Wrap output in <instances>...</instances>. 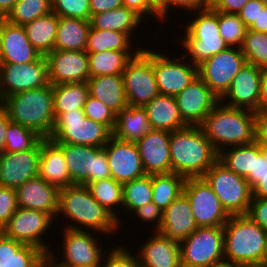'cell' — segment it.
Wrapping results in <instances>:
<instances>
[{
	"instance_id": "09005b40",
	"label": "cell",
	"mask_w": 267,
	"mask_h": 267,
	"mask_svg": "<svg viewBox=\"0 0 267 267\" xmlns=\"http://www.w3.org/2000/svg\"><path fill=\"white\" fill-rule=\"evenodd\" d=\"M249 267H267V264L255 265V266H249Z\"/></svg>"
},
{
	"instance_id": "34e18365",
	"label": "cell",
	"mask_w": 267,
	"mask_h": 267,
	"mask_svg": "<svg viewBox=\"0 0 267 267\" xmlns=\"http://www.w3.org/2000/svg\"><path fill=\"white\" fill-rule=\"evenodd\" d=\"M5 21H6V20H5V17L2 16V15L0 14V32H1V29H2V26H3V23H4Z\"/></svg>"
},
{
	"instance_id": "52a82bcc",
	"label": "cell",
	"mask_w": 267,
	"mask_h": 267,
	"mask_svg": "<svg viewBox=\"0 0 267 267\" xmlns=\"http://www.w3.org/2000/svg\"><path fill=\"white\" fill-rule=\"evenodd\" d=\"M112 132L102 123L87 118L83 108L61 113L54 123L50 139L56 143L104 147Z\"/></svg>"
},
{
	"instance_id": "8992f818",
	"label": "cell",
	"mask_w": 267,
	"mask_h": 267,
	"mask_svg": "<svg viewBox=\"0 0 267 267\" xmlns=\"http://www.w3.org/2000/svg\"><path fill=\"white\" fill-rule=\"evenodd\" d=\"M192 21L185 25L183 35L178 38L184 56L194 65L198 66L212 55L229 48L222 39L218 23V11L210 6L194 11ZM181 39V40H180Z\"/></svg>"
},
{
	"instance_id": "603a6c76",
	"label": "cell",
	"mask_w": 267,
	"mask_h": 267,
	"mask_svg": "<svg viewBox=\"0 0 267 267\" xmlns=\"http://www.w3.org/2000/svg\"><path fill=\"white\" fill-rule=\"evenodd\" d=\"M136 145L146 174H168L172 172L170 132L151 129Z\"/></svg>"
},
{
	"instance_id": "11a10c76",
	"label": "cell",
	"mask_w": 267,
	"mask_h": 267,
	"mask_svg": "<svg viewBox=\"0 0 267 267\" xmlns=\"http://www.w3.org/2000/svg\"><path fill=\"white\" fill-rule=\"evenodd\" d=\"M267 173V160L263 157L259 149V143L254 141V164L253 172H250L245 178L252 188L257 181Z\"/></svg>"
},
{
	"instance_id": "2a66077c",
	"label": "cell",
	"mask_w": 267,
	"mask_h": 267,
	"mask_svg": "<svg viewBox=\"0 0 267 267\" xmlns=\"http://www.w3.org/2000/svg\"><path fill=\"white\" fill-rule=\"evenodd\" d=\"M265 264H267V237H266V248H265Z\"/></svg>"
},
{
	"instance_id": "8d00e7d4",
	"label": "cell",
	"mask_w": 267,
	"mask_h": 267,
	"mask_svg": "<svg viewBox=\"0 0 267 267\" xmlns=\"http://www.w3.org/2000/svg\"><path fill=\"white\" fill-rule=\"evenodd\" d=\"M89 86L87 82L64 83L53 85V105L55 119L67 111H75L83 108L89 96Z\"/></svg>"
},
{
	"instance_id": "3957f363",
	"label": "cell",
	"mask_w": 267,
	"mask_h": 267,
	"mask_svg": "<svg viewBox=\"0 0 267 267\" xmlns=\"http://www.w3.org/2000/svg\"><path fill=\"white\" fill-rule=\"evenodd\" d=\"M217 153L256 140V112L219 101L200 125Z\"/></svg>"
},
{
	"instance_id": "d6986e66",
	"label": "cell",
	"mask_w": 267,
	"mask_h": 267,
	"mask_svg": "<svg viewBox=\"0 0 267 267\" xmlns=\"http://www.w3.org/2000/svg\"><path fill=\"white\" fill-rule=\"evenodd\" d=\"M103 148L111 176L117 182L123 184L146 175L136 143L112 135Z\"/></svg>"
},
{
	"instance_id": "680465c9",
	"label": "cell",
	"mask_w": 267,
	"mask_h": 267,
	"mask_svg": "<svg viewBox=\"0 0 267 267\" xmlns=\"http://www.w3.org/2000/svg\"><path fill=\"white\" fill-rule=\"evenodd\" d=\"M24 244L5 235L0 239V267H7L9 258L14 255Z\"/></svg>"
},
{
	"instance_id": "9a60e30c",
	"label": "cell",
	"mask_w": 267,
	"mask_h": 267,
	"mask_svg": "<svg viewBox=\"0 0 267 267\" xmlns=\"http://www.w3.org/2000/svg\"><path fill=\"white\" fill-rule=\"evenodd\" d=\"M245 64L246 59L241 47H229L199 64L198 76L220 99Z\"/></svg>"
},
{
	"instance_id": "a7ac6f4b",
	"label": "cell",
	"mask_w": 267,
	"mask_h": 267,
	"mask_svg": "<svg viewBox=\"0 0 267 267\" xmlns=\"http://www.w3.org/2000/svg\"><path fill=\"white\" fill-rule=\"evenodd\" d=\"M16 2L17 0H0V14L6 17Z\"/></svg>"
},
{
	"instance_id": "b9f144b4",
	"label": "cell",
	"mask_w": 267,
	"mask_h": 267,
	"mask_svg": "<svg viewBox=\"0 0 267 267\" xmlns=\"http://www.w3.org/2000/svg\"><path fill=\"white\" fill-rule=\"evenodd\" d=\"M51 12V0H17L5 20L13 25L24 26Z\"/></svg>"
},
{
	"instance_id": "6125c7cd",
	"label": "cell",
	"mask_w": 267,
	"mask_h": 267,
	"mask_svg": "<svg viewBox=\"0 0 267 267\" xmlns=\"http://www.w3.org/2000/svg\"><path fill=\"white\" fill-rule=\"evenodd\" d=\"M256 141L267 144V111L256 112Z\"/></svg>"
},
{
	"instance_id": "83f0119b",
	"label": "cell",
	"mask_w": 267,
	"mask_h": 267,
	"mask_svg": "<svg viewBox=\"0 0 267 267\" xmlns=\"http://www.w3.org/2000/svg\"><path fill=\"white\" fill-rule=\"evenodd\" d=\"M197 228L190 201L182 193L163 211V222L159 232L180 243Z\"/></svg>"
},
{
	"instance_id": "be15d7a7",
	"label": "cell",
	"mask_w": 267,
	"mask_h": 267,
	"mask_svg": "<svg viewBox=\"0 0 267 267\" xmlns=\"http://www.w3.org/2000/svg\"><path fill=\"white\" fill-rule=\"evenodd\" d=\"M267 111V67L262 69L259 112Z\"/></svg>"
},
{
	"instance_id": "ac0fdd59",
	"label": "cell",
	"mask_w": 267,
	"mask_h": 267,
	"mask_svg": "<svg viewBox=\"0 0 267 267\" xmlns=\"http://www.w3.org/2000/svg\"><path fill=\"white\" fill-rule=\"evenodd\" d=\"M262 69L246 63L219 99L224 105L259 112Z\"/></svg>"
},
{
	"instance_id": "bcb514c9",
	"label": "cell",
	"mask_w": 267,
	"mask_h": 267,
	"mask_svg": "<svg viewBox=\"0 0 267 267\" xmlns=\"http://www.w3.org/2000/svg\"><path fill=\"white\" fill-rule=\"evenodd\" d=\"M52 12L58 17L79 18L90 21L89 0H51Z\"/></svg>"
},
{
	"instance_id": "681fc988",
	"label": "cell",
	"mask_w": 267,
	"mask_h": 267,
	"mask_svg": "<svg viewBox=\"0 0 267 267\" xmlns=\"http://www.w3.org/2000/svg\"><path fill=\"white\" fill-rule=\"evenodd\" d=\"M47 255L37 247L23 245L9 258L7 267H38Z\"/></svg>"
},
{
	"instance_id": "f6af8a7d",
	"label": "cell",
	"mask_w": 267,
	"mask_h": 267,
	"mask_svg": "<svg viewBox=\"0 0 267 267\" xmlns=\"http://www.w3.org/2000/svg\"><path fill=\"white\" fill-rule=\"evenodd\" d=\"M219 30L222 39L229 47H241L248 28L238 14L218 12Z\"/></svg>"
},
{
	"instance_id": "c3c4849f",
	"label": "cell",
	"mask_w": 267,
	"mask_h": 267,
	"mask_svg": "<svg viewBox=\"0 0 267 267\" xmlns=\"http://www.w3.org/2000/svg\"><path fill=\"white\" fill-rule=\"evenodd\" d=\"M130 249L132 251L129 250V248H127L126 246H118L117 244V246L112 247L110 250H104L105 256H103L100 267H140L138 255L136 254V252L132 253L135 249ZM107 251L108 254H106Z\"/></svg>"
},
{
	"instance_id": "277c9868",
	"label": "cell",
	"mask_w": 267,
	"mask_h": 267,
	"mask_svg": "<svg viewBox=\"0 0 267 267\" xmlns=\"http://www.w3.org/2000/svg\"><path fill=\"white\" fill-rule=\"evenodd\" d=\"M0 105L11 122L34 130L42 138L50 137L55 123L52 84L9 95Z\"/></svg>"
},
{
	"instance_id": "2644e50d",
	"label": "cell",
	"mask_w": 267,
	"mask_h": 267,
	"mask_svg": "<svg viewBox=\"0 0 267 267\" xmlns=\"http://www.w3.org/2000/svg\"><path fill=\"white\" fill-rule=\"evenodd\" d=\"M150 3L159 11L167 3V0H150Z\"/></svg>"
},
{
	"instance_id": "ffe728a7",
	"label": "cell",
	"mask_w": 267,
	"mask_h": 267,
	"mask_svg": "<svg viewBox=\"0 0 267 267\" xmlns=\"http://www.w3.org/2000/svg\"><path fill=\"white\" fill-rule=\"evenodd\" d=\"M40 141L30 150L0 152V185L17 189L38 177Z\"/></svg>"
},
{
	"instance_id": "5bb4252c",
	"label": "cell",
	"mask_w": 267,
	"mask_h": 267,
	"mask_svg": "<svg viewBox=\"0 0 267 267\" xmlns=\"http://www.w3.org/2000/svg\"><path fill=\"white\" fill-rule=\"evenodd\" d=\"M157 50L153 51V66L159 94L176 96L198 77V66L184 55L174 58Z\"/></svg>"
},
{
	"instance_id": "1f68e13d",
	"label": "cell",
	"mask_w": 267,
	"mask_h": 267,
	"mask_svg": "<svg viewBox=\"0 0 267 267\" xmlns=\"http://www.w3.org/2000/svg\"><path fill=\"white\" fill-rule=\"evenodd\" d=\"M144 20V21H143ZM146 23L139 14L134 10L121 6L111 11H106L91 16V28L101 29L105 31H118L128 34L132 39L133 33L137 32L138 27L142 28L140 23ZM136 31V32H135Z\"/></svg>"
},
{
	"instance_id": "4316f807",
	"label": "cell",
	"mask_w": 267,
	"mask_h": 267,
	"mask_svg": "<svg viewBox=\"0 0 267 267\" xmlns=\"http://www.w3.org/2000/svg\"><path fill=\"white\" fill-rule=\"evenodd\" d=\"M38 177L59 189L75 185L71 181L62 148L50 138L40 140Z\"/></svg>"
},
{
	"instance_id": "f907efd6",
	"label": "cell",
	"mask_w": 267,
	"mask_h": 267,
	"mask_svg": "<svg viewBox=\"0 0 267 267\" xmlns=\"http://www.w3.org/2000/svg\"><path fill=\"white\" fill-rule=\"evenodd\" d=\"M17 193L16 189L0 185V226L4 227L16 212Z\"/></svg>"
},
{
	"instance_id": "d4e9b609",
	"label": "cell",
	"mask_w": 267,
	"mask_h": 267,
	"mask_svg": "<svg viewBox=\"0 0 267 267\" xmlns=\"http://www.w3.org/2000/svg\"><path fill=\"white\" fill-rule=\"evenodd\" d=\"M41 56L28 40L23 26L7 21L3 23L0 32V64H24Z\"/></svg>"
},
{
	"instance_id": "e0dca14e",
	"label": "cell",
	"mask_w": 267,
	"mask_h": 267,
	"mask_svg": "<svg viewBox=\"0 0 267 267\" xmlns=\"http://www.w3.org/2000/svg\"><path fill=\"white\" fill-rule=\"evenodd\" d=\"M48 84V62L44 55L24 64H0V102L9 95Z\"/></svg>"
},
{
	"instance_id": "60d3db41",
	"label": "cell",
	"mask_w": 267,
	"mask_h": 267,
	"mask_svg": "<svg viewBox=\"0 0 267 267\" xmlns=\"http://www.w3.org/2000/svg\"><path fill=\"white\" fill-rule=\"evenodd\" d=\"M218 161L227 169L245 178L253 172L254 142L224 149L218 153Z\"/></svg>"
},
{
	"instance_id": "44dd1931",
	"label": "cell",
	"mask_w": 267,
	"mask_h": 267,
	"mask_svg": "<svg viewBox=\"0 0 267 267\" xmlns=\"http://www.w3.org/2000/svg\"><path fill=\"white\" fill-rule=\"evenodd\" d=\"M182 120L188 126H200L219 102L217 96L198 76L175 96Z\"/></svg>"
},
{
	"instance_id": "e7e4bbea",
	"label": "cell",
	"mask_w": 267,
	"mask_h": 267,
	"mask_svg": "<svg viewBox=\"0 0 267 267\" xmlns=\"http://www.w3.org/2000/svg\"><path fill=\"white\" fill-rule=\"evenodd\" d=\"M10 122L7 112L0 105V152L4 151L7 126Z\"/></svg>"
},
{
	"instance_id": "ab89813d",
	"label": "cell",
	"mask_w": 267,
	"mask_h": 267,
	"mask_svg": "<svg viewBox=\"0 0 267 267\" xmlns=\"http://www.w3.org/2000/svg\"><path fill=\"white\" fill-rule=\"evenodd\" d=\"M152 202V175L123 183V213L131 215L136 209ZM126 210V212H124Z\"/></svg>"
},
{
	"instance_id": "b9fcfbb0",
	"label": "cell",
	"mask_w": 267,
	"mask_h": 267,
	"mask_svg": "<svg viewBox=\"0 0 267 267\" xmlns=\"http://www.w3.org/2000/svg\"><path fill=\"white\" fill-rule=\"evenodd\" d=\"M4 236V228L0 226V239Z\"/></svg>"
},
{
	"instance_id": "9f6ffc18",
	"label": "cell",
	"mask_w": 267,
	"mask_h": 267,
	"mask_svg": "<svg viewBox=\"0 0 267 267\" xmlns=\"http://www.w3.org/2000/svg\"><path fill=\"white\" fill-rule=\"evenodd\" d=\"M247 215L267 233V199L252 198Z\"/></svg>"
},
{
	"instance_id": "484cf974",
	"label": "cell",
	"mask_w": 267,
	"mask_h": 267,
	"mask_svg": "<svg viewBox=\"0 0 267 267\" xmlns=\"http://www.w3.org/2000/svg\"><path fill=\"white\" fill-rule=\"evenodd\" d=\"M60 189L43 178L26 181L16 189L17 205L20 208L39 210L52 215L56 220Z\"/></svg>"
},
{
	"instance_id": "4dcf8cb0",
	"label": "cell",
	"mask_w": 267,
	"mask_h": 267,
	"mask_svg": "<svg viewBox=\"0 0 267 267\" xmlns=\"http://www.w3.org/2000/svg\"><path fill=\"white\" fill-rule=\"evenodd\" d=\"M150 130L145 108L128 105L116 115L112 135L122 141L137 143Z\"/></svg>"
},
{
	"instance_id": "7c38bea8",
	"label": "cell",
	"mask_w": 267,
	"mask_h": 267,
	"mask_svg": "<svg viewBox=\"0 0 267 267\" xmlns=\"http://www.w3.org/2000/svg\"><path fill=\"white\" fill-rule=\"evenodd\" d=\"M55 221L52 215L45 212L18 207L3 227L4 235L24 245L37 247L48 256L53 247L49 246L50 242H46L44 236L49 235L47 232L51 231V227L57 228L53 227Z\"/></svg>"
},
{
	"instance_id": "6da1fadb",
	"label": "cell",
	"mask_w": 267,
	"mask_h": 267,
	"mask_svg": "<svg viewBox=\"0 0 267 267\" xmlns=\"http://www.w3.org/2000/svg\"><path fill=\"white\" fill-rule=\"evenodd\" d=\"M61 215L67 218L63 228L97 231L105 236L122 230L117 219L93 198L87 186L81 184L60 189L56 220Z\"/></svg>"
},
{
	"instance_id": "91938a15",
	"label": "cell",
	"mask_w": 267,
	"mask_h": 267,
	"mask_svg": "<svg viewBox=\"0 0 267 267\" xmlns=\"http://www.w3.org/2000/svg\"><path fill=\"white\" fill-rule=\"evenodd\" d=\"M249 0H216L210 7L218 12L238 14Z\"/></svg>"
},
{
	"instance_id": "d590c367",
	"label": "cell",
	"mask_w": 267,
	"mask_h": 267,
	"mask_svg": "<svg viewBox=\"0 0 267 267\" xmlns=\"http://www.w3.org/2000/svg\"><path fill=\"white\" fill-rule=\"evenodd\" d=\"M132 41L133 39L125 33L90 28L85 51L87 53H99L106 50L141 51L144 48L139 47L137 42L135 44L137 48H134Z\"/></svg>"
},
{
	"instance_id": "979ff035",
	"label": "cell",
	"mask_w": 267,
	"mask_h": 267,
	"mask_svg": "<svg viewBox=\"0 0 267 267\" xmlns=\"http://www.w3.org/2000/svg\"><path fill=\"white\" fill-rule=\"evenodd\" d=\"M59 267H89V266H59Z\"/></svg>"
},
{
	"instance_id": "836d02e7",
	"label": "cell",
	"mask_w": 267,
	"mask_h": 267,
	"mask_svg": "<svg viewBox=\"0 0 267 267\" xmlns=\"http://www.w3.org/2000/svg\"><path fill=\"white\" fill-rule=\"evenodd\" d=\"M58 22L59 17L51 12L23 26L28 40L41 55L55 50Z\"/></svg>"
},
{
	"instance_id": "03108f58",
	"label": "cell",
	"mask_w": 267,
	"mask_h": 267,
	"mask_svg": "<svg viewBox=\"0 0 267 267\" xmlns=\"http://www.w3.org/2000/svg\"><path fill=\"white\" fill-rule=\"evenodd\" d=\"M249 30L267 33V6L260 9L257 20H255L249 27Z\"/></svg>"
},
{
	"instance_id": "003e7915",
	"label": "cell",
	"mask_w": 267,
	"mask_h": 267,
	"mask_svg": "<svg viewBox=\"0 0 267 267\" xmlns=\"http://www.w3.org/2000/svg\"><path fill=\"white\" fill-rule=\"evenodd\" d=\"M253 198L267 199V173L251 188Z\"/></svg>"
},
{
	"instance_id": "4fadbf2b",
	"label": "cell",
	"mask_w": 267,
	"mask_h": 267,
	"mask_svg": "<svg viewBox=\"0 0 267 267\" xmlns=\"http://www.w3.org/2000/svg\"><path fill=\"white\" fill-rule=\"evenodd\" d=\"M62 230L63 259L54 250H51L48 255L57 266H101L105 252L103 251L104 248L100 246L101 242H98L99 239L96 238L98 237L97 232L68 228Z\"/></svg>"
},
{
	"instance_id": "cb8c5ba5",
	"label": "cell",
	"mask_w": 267,
	"mask_h": 267,
	"mask_svg": "<svg viewBox=\"0 0 267 267\" xmlns=\"http://www.w3.org/2000/svg\"><path fill=\"white\" fill-rule=\"evenodd\" d=\"M153 232L135 250L140 267H182L179 243L164 234Z\"/></svg>"
},
{
	"instance_id": "e575fe53",
	"label": "cell",
	"mask_w": 267,
	"mask_h": 267,
	"mask_svg": "<svg viewBox=\"0 0 267 267\" xmlns=\"http://www.w3.org/2000/svg\"><path fill=\"white\" fill-rule=\"evenodd\" d=\"M139 52L106 50L99 53H87L89 58V78L122 75L127 63Z\"/></svg>"
},
{
	"instance_id": "db71d44e",
	"label": "cell",
	"mask_w": 267,
	"mask_h": 267,
	"mask_svg": "<svg viewBox=\"0 0 267 267\" xmlns=\"http://www.w3.org/2000/svg\"><path fill=\"white\" fill-rule=\"evenodd\" d=\"M123 6L134 10L143 19L146 16L145 19L147 21L150 20V18H153V21H155V19H158L159 22L161 21L159 11L150 3V0H123Z\"/></svg>"
},
{
	"instance_id": "f35d334b",
	"label": "cell",
	"mask_w": 267,
	"mask_h": 267,
	"mask_svg": "<svg viewBox=\"0 0 267 267\" xmlns=\"http://www.w3.org/2000/svg\"><path fill=\"white\" fill-rule=\"evenodd\" d=\"M186 178L176 173L152 175V202L164 211L184 189Z\"/></svg>"
},
{
	"instance_id": "753ad0ef",
	"label": "cell",
	"mask_w": 267,
	"mask_h": 267,
	"mask_svg": "<svg viewBox=\"0 0 267 267\" xmlns=\"http://www.w3.org/2000/svg\"><path fill=\"white\" fill-rule=\"evenodd\" d=\"M259 149L262 153L263 157L267 160V144L266 143H259Z\"/></svg>"
},
{
	"instance_id": "7402d4cb",
	"label": "cell",
	"mask_w": 267,
	"mask_h": 267,
	"mask_svg": "<svg viewBox=\"0 0 267 267\" xmlns=\"http://www.w3.org/2000/svg\"><path fill=\"white\" fill-rule=\"evenodd\" d=\"M48 80L52 85L81 83L89 79V58L86 51L53 50L46 55Z\"/></svg>"
},
{
	"instance_id": "94428289",
	"label": "cell",
	"mask_w": 267,
	"mask_h": 267,
	"mask_svg": "<svg viewBox=\"0 0 267 267\" xmlns=\"http://www.w3.org/2000/svg\"><path fill=\"white\" fill-rule=\"evenodd\" d=\"M91 16L123 6V0H89Z\"/></svg>"
},
{
	"instance_id": "74e56055",
	"label": "cell",
	"mask_w": 267,
	"mask_h": 267,
	"mask_svg": "<svg viewBox=\"0 0 267 267\" xmlns=\"http://www.w3.org/2000/svg\"><path fill=\"white\" fill-rule=\"evenodd\" d=\"M87 187L93 198L117 219L120 226L123 225L120 218L122 210H119L123 206V184L107 178L92 182Z\"/></svg>"
},
{
	"instance_id": "ee69618b",
	"label": "cell",
	"mask_w": 267,
	"mask_h": 267,
	"mask_svg": "<svg viewBox=\"0 0 267 267\" xmlns=\"http://www.w3.org/2000/svg\"><path fill=\"white\" fill-rule=\"evenodd\" d=\"M5 138L3 152L30 150L42 139L34 130L14 122L8 124Z\"/></svg>"
},
{
	"instance_id": "5b68a950",
	"label": "cell",
	"mask_w": 267,
	"mask_h": 267,
	"mask_svg": "<svg viewBox=\"0 0 267 267\" xmlns=\"http://www.w3.org/2000/svg\"><path fill=\"white\" fill-rule=\"evenodd\" d=\"M223 230L225 261L245 267L265 264L267 233L248 215H231Z\"/></svg>"
},
{
	"instance_id": "f5cc1de1",
	"label": "cell",
	"mask_w": 267,
	"mask_h": 267,
	"mask_svg": "<svg viewBox=\"0 0 267 267\" xmlns=\"http://www.w3.org/2000/svg\"><path fill=\"white\" fill-rule=\"evenodd\" d=\"M132 214L134 216H131V218L138 217L137 219L144 221L145 224H150L154 221L155 224H152L154 225L152 227V229L154 228V232H158L162 226L163 211L153 202H150L143 207L136 209Z\"/></svg>"
},
{
	"instance_id": "8c879c8a",
	"label": "cell",
	"mask_w": 267,
	"mask_h": 267,
	"mask_svg": "<svg viewBox=\"0 0 267 267\" xmlns=\"http://www.w3.org/2000/svg\"><path fill=\"white\" fill-rule=\"evenodd\" d=\"M38 267H59L48 256Z\"/></svg>"
},
{
	"instance_id": "f546056e",
	"label": "cell",
	"mask_w": 267,
	"mask_h": 267,
	"mask_svg": "<svg viewBox=\"0 0 267 267\" xmlns=\"http://www.w3.org/2000/svg\"><path fill=\"white\" fill-rule=\"evenodd\" d=\"M90 96L106 104L116 115L128 106L122 75L90 77Z\"/></svg>"
},
{
	"instance_id": "816d5d0a",
	"label": "cell",
	"mask_w": 267,
	"mask_h": 267,
	"mask_svg": "<svg viewBox=\"0 0 267 267\" xmlns=\"http://www.w3.org/2000/svg\"><path fill=\"white\" fill-rule=\"evenodd\" d=\"M206 7L208 6L205 4L204 0H167V3L159 10L160 19L162 20L161 23L168 22L167 19L170 17L169 15L172 17L170 13L174 9L175 11L173 12H176V10L181 12L182 8L185 12H194Z\"/></svg>"
},
{
	"instance_id": "7a4b0ae2",
	"label": "cell",
	"mask_w": 267,
	"mask_h": 267,
	"mask_svg": "<svg viewBox=\"0 0 267 267\" xmlns=\"http://www.w3.org/2000/svg\"><path fill=\"white\" fill-rule=\"evenodd\" d=\"M172 172L185 178L203 177L218 160V153L201 126H187L170 132Z\"/></svg>"
},
{
	"instance_id": "f1b7e54d",
	"label": "cell",
	"mask_w": 267,
	"mask_h": 267,
	"mask_svg": "<svg viewBox=\"0 0 267 267\" xmlns=\"http://www.w3.org/2000/svg\"><path fill=\"white\" fill-rule=\"evenodd\" d=\"M144 108L151 129L171 132L188 126L180 116L175 96L159 94Z\"/></svg>"
},
{
	"instance_id": "d6a6232c",
	"label": "cell",
	"mask_w": 267,
	"mask_h": 267,
	"mask_svg": "<svg viewBox=\"0 0 267 267\" xmlns=\"http://www.w3.org/2000/svg\"><path fill=\"white\" fill-rule=\"evenodd\" d=\"M90 28V21L59 17L55 50L85 51Z\"/></svg>"
},
{
	"instance_id": "ba28073f",
	"label": "cell",
	"mask_w": 267,
	"mask_h": 267,
	"mask_svg": "<svg viewBox=\"0 0 267 267\" xmlns=\"http://www.w3.org/2000/svg\"><path fill=\"white\" fill-rule=\"evenodd\" d=\"M203 178L230 216L247 215L253 197L246 178L227 169L218 160L206 171Z\"/></svg>"
},
{
	"instance_id": "6f0895ef",
	"label": "cell",
	"mask_w": 267,
	"mask_h": 267,
	"mask_svg": "<svg viewBox=\"0 0 267 267\" xmlns=\"http://www.w3.org/2000/svg\"><path fill=\"white\" fill-rule=\"evenodd\" d=\"M265 4L261 0H249V2L238 13L239 18L248 28L259 15L260 9H263Z\"/></svg>"
},
{
	"instance_id": "7dc6e473",
	"label": "cell",
	"mask_w": 267,
	"mask_h": 267,
	"mask_svg": "<svg viewBox=\"0 0 267 267\" xmlns=\"http://www.w3.org/2000/svg\"><path fill=\"white\" fill-rule=\"evenodd\" d=\"M83 112L87 118L102 123L113 132L116 114L106 104L89 95L83 106Z\"/></svg>"
},
{
	"instance_id": "8fae6325",
	"label": "cell",
	"mask_w": 267,
	"mask_h": 267,
	"mask_svg": "<svg viewBox=\"0 0 267 267\" xmlns=\"http://www.w3.org/2000/svg\"><path fill=\"white\" fill-rule=\"evenodd\" d=\"M128 105H147L159 95L153 66V50L142 48L126 65L122 73Z\"/></svg>"
},
{
	"instance_id": "30bf717a",
	"label": "cell",
	"mask_w": 267,
	"mask_h": 267,
	"mask_svg": "<svg viewBox=\"0 0 267 267\" xmlns=\"http://www.w3.org/2000/svg\"><path fill=\"white\" fill-rule=\"evenodd\" d=\"M63 150L65 163L74 184L90 183L112 178L103 147L57 143Z\"/></svg>"
},
{
	"instance_id": "11e5206c",
	"label": "cell",
	"mask_w": 267,
	"mask_h": 267,
	"mask_svg": "<svg viewBox=\"0 0 267 267\" xmlns=\"http://www.w3.org/2000/svg\"><path fill=\"white\" fill-rule=\"evenodd\" d=\"M216 0H204L207 6H211Z\"/></svg>"
},
{
	"instance_id": "2e32d148",
	"label": "cell",
	"mask_w": 267,
	"mask_h": 267,
	"mask_svg": "<svg viewBox=\"0 0 267 267\" xmlns=\"http://www.w3.org/2000/svg\"><path fill=\"white\" fill-rule=\"evenodd\" d=\"M183 193L190 201L198 227H223L230 215L203 177L186 178Z\"/></svg>"
},
{
	"instance_id": "89a4df30",
	"label": "cell",
	"mask_w": 267,
	"mask_h": 267,
	"mask_svg": "<svg viewBox=\"0 0 267 267\" xmlns=\"http://www.w3.org/2000/svg\"><path fill=\"white\" fill-rule=\"evenodd\" d=\"M214 267H245V266L240 264H234L232 262L222 261L216 264Z\"/></svg>"
},
{
	"instance_id": "deb4b68c",
	"label": "cell",
	"mask_w": 267,
	"mask_h": 267,
	"mask_svg": "<svg viewBox=\"0 0 267 267\" xmlns=\"http://www.w3.org/2000/svg\"><path fill=\"white\" fill-rule=\"evenodd\" d=\"M267 6V0H261Z\"/></svg>"
},
{
	"instance_id": "9c48e42d",
	"label": "cell",
	"mask_w": 267,
	"mask_h": 267,
	"mask_svg": "<svg viewBox=\"0 0 267 267\" xmlns=\"http://www.w3.org/2000/svg\"><path fill=\"white\" fill-rule=\"evenodd\" d=\"M179 246L182 267H214L225 261L223 227H198Z\"/></svg>"
},
{
	"instance_id": "7bdbcfd3",
	"label": "cell",
	"mask_w": 267,
	"mask_h": 267,
	"mask_svg": "<svg viewBox=\"0 0 267 267\" xmlns=\"http://www.w3.org/2000/svg\"><path fill=\"white\" fill-rule=\"evenodd\" d=\"M241 50L246 63L261 69L267 67V33L248 29Z\"/></svg>"
}]
</instances>
